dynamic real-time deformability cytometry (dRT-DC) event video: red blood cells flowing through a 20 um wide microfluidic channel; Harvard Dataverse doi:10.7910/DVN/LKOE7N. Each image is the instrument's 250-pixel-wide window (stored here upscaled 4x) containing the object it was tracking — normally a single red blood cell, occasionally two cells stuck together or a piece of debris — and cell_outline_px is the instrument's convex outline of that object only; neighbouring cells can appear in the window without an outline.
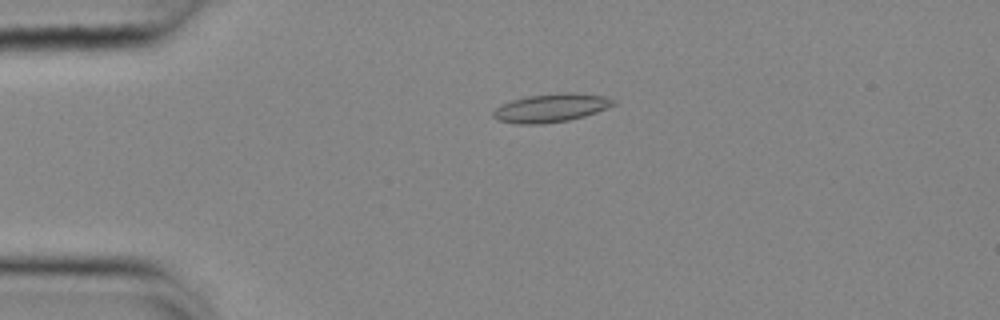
{"species": "common noctule bat (a hibernating species)", "species_latin": "Nyctalus noctula", "temperature_condition": "cold", "stored_images_in_passage": 55, "camera_frame_rate_fps": 3000, "um_per_image_px": 0.085, "animal": {"sex": "female", "body_mass_g": 25.1}, "frame": {"image": 1, "passage_image": 13, "time_ms": 4.0, "image_size_px": [1000, 320], "cell_outline_px": [[616, 104], [596, 112], [584, 116], [568, 120], [540, 124], [516, 124], [496, 120], [492, 116], [492, 112], [496, 108], [512, 100], [528, 96], [564, 92], [568, 92], [604, 96], [616, 100]], "centroid_in_image_um": [46.82, 9.18], "position_along_channel_um": 38.2, "area_um2": 19.77}}
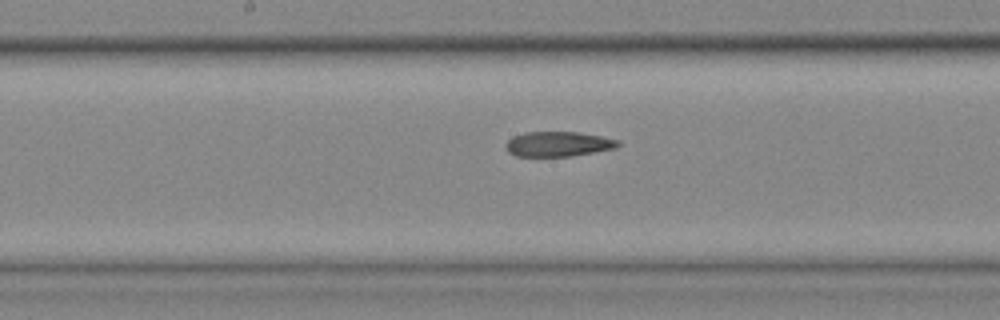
{"frame": {"image": 2, "passage_image": 29, "time_ms": 9.333, "image_size_px": [1000, 320], "cell_outline_px": [[620, 144], [616, 148], [572, 156], [516, 156], [508, 152], [504, 144], [512, 136], [524, 132], [580, 132], [620, 140]], "centroid_in_image_um": [47.43, 12.24], "position_along_channel_um": 200.8, "area_um2": 16.42}}
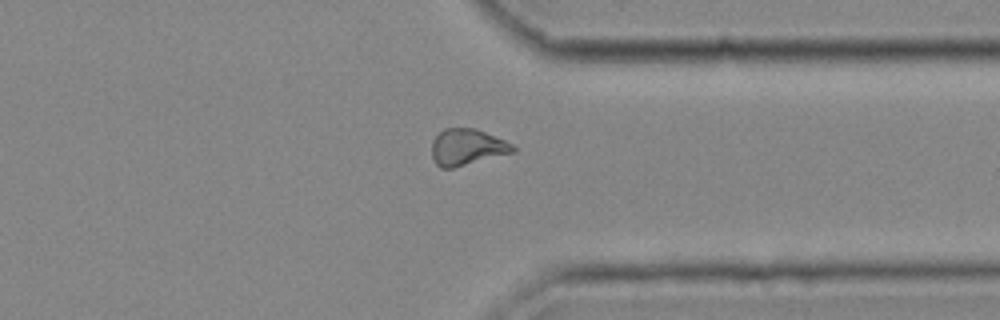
{"frame": {"image": 3, "passage_image": 43, "time_ms": 14.0, "image_size_px": [1000, 320], "cell_outline_px": [[516, 152], [452, 168], [440, 168], [436, 164], [432, 156], [432, 140], [444, 128], [476, 128], [504, 140], [512, 144], [516, 148]], "centroid_in_image_um": [39.7, 12.51], "position_along_channel_um": 371.7, "area_um2": 17.22}, "authors_computed_cell_mechanics": {"area_um2": 17.918, "velocity_mm_per_s": 3.6826, "shape_relaxation_time_tau1_ms": null, "shape_relaxation_time_tau2_ms": 8.5341, "deformation_change_tau1": null, "deformation_change_tau2": 0.1578}}